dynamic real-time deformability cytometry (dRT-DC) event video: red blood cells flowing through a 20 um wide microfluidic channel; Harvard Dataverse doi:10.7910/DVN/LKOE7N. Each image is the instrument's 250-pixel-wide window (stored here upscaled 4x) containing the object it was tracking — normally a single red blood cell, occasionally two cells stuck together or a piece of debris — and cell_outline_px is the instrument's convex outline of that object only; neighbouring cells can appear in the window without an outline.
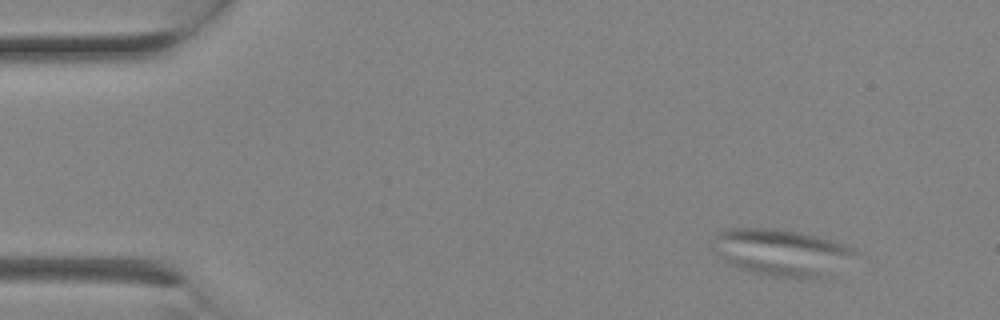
{"species": "Egyptian fruit bat (a non-hibernating species)", "species_latin": "Rousettus aegyptiacus", "temperature_condition": "room temperature", "stored_images_in_passage": 3, "camera_frame_rate_fps": 3000, "um_per_image_px": 0.085, "animal": {"sex": "female"}, "frame": {"image": 1, "passage_image": 1, "time_ms": 0.0, "image_size_px": [1000, 320], "cell_outline_px": [[856, 252], [828, 276], [812, 280], [776, 276], [752, 272], [728, 264], [712, 248], [716, 232], [728, 228], [780, 228], [800, 232], [832, 240], [856, 248]], "centroid_in_image_um": [66.39, 21.44], "position_along_channel_um": 18.6, "area_um2": 38.78}}
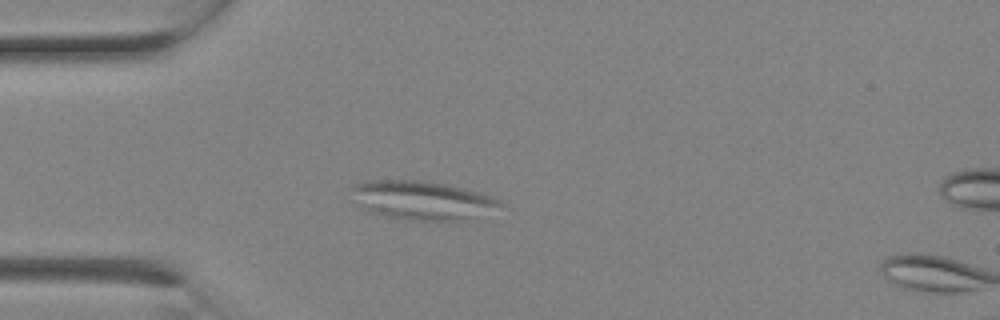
{"frame": {"image": 2, "passage_image": 2, "time_ms": 0.333, "image_size_px": [1000, 320], "cell_outline_px": [[504, 204], [468, 216], [452, 220], [404, 220], [368, 212], [360, 204], [348, 188], [352, 184], [368, 180], [416, 180], [444, 184], [464, 188], [480, 192], [492, 196], [500, 200]], "centroid_in_image_um": [35.74, 16.99], "position_along_channel_um": 49.3, "area_um2": 32.71}}